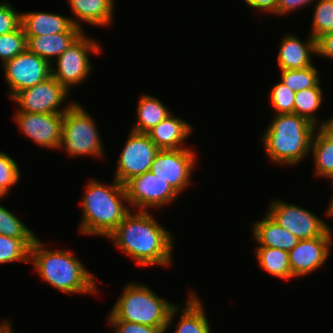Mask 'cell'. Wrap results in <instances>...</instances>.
Returning a JSON list of instances; mask_svg holds the SVG:
<instances>
[{
	"label": "cell",
	"mask_w": 333,
	"mask_h": 333,
	"mask_svg": "<svg viewBox=\"0 0 333 333\" xmlns=\"http://www.w3.org/2000/svg\"><path fill=\"white\" fill-rule=\"evenodd\" d=\"M112 181L109 185L95 178L87 182L86 192L81 199L80 233L107 238L131 211L127 207L124 185L115 179Z\"/></svg>",
	"instance_id": "3"
},
{
	"label": "cell",
	"mask_w": 333,
	"mask_h": 333,
	"mask_svg": "<svg viewBox=\"0 0 333 333\" xmlns=\"http://www.w3.org/2000/svg\"><path fill=\"white\" fill-rule=\"evenodd\" d=\"M331 200H329V203H328V207L327 209L325 210L326 212V216H329L330 218H333V195L331 196L330 198Z\"/></svg>",
	"instance_id": "41"
},
{
	"label": "cell",
	"mask_w": 333,
	"mask_h": 333,
	"mask_svg": "<svg viewBox=\"0 0 333 333\" xmlns=\"http://www.w3.org/2000/svg\"><path fill=\"white\" fill-rule=\"evenodd\" d=\"M93 117L80 103H74L63 114L62 139L58 150H64L72 158L104 156V146Z\"/></svg>",
	"instance_id": "6"
},
{
	"label": "cell",
	"mask_w": 333,
	"mask_h": 333,
	"mask_svg": "<svg viewBox=\"0 0 333 333\" xmlns=\"http://www.w3.org/2000/svg\"><path fill=\"white\" fill-rule=\"evenodd\" d=\"M185 305H180L181 316L174 333H211L205 307L195 292L188 293Z\"/></svg>",
	"instance_id": "22"
},
{
	"label": "cell",
	"mask_w": 333,
	"mask_h": 333,
	"mask_svg": "<svg viewBox=\"0 0 333 333\" xmlns=\"http://www.w3.org/2000/svg\"><path fill=\"white\" fill-rule=\"evenodd\" d=\"M316 56H322L333 60V33L321 35L316 39Z\"/></svg>",
	"instance_id": "37"
},
{
	"label": "cell",
	"mask_w": 333,
	"mask_h": 333,
	"mask_svg": "<svg viewBox=\"0 0 333 333\" xmlns=\"http://www.w3.org/2000/svg\"><path fill=\"white\" fill-rule=\"evenodd\" d=\"M332 235L328 230L320 237L299 240L289 251V264L294 279L309 275L326 263L333 245Z\"/></svg>",
	"instance_id": "15"
},
{
	"label": "cell",
	"mask_w": 333,
	"mask_h": 333,
	"mask_svg": "<svg viewBox=\"0 0 333 333\" xmlns=\"http://www.w3.org/2000/svg\"><path fill=\"white\" fill-rule=\"evenodd\" d=\"M149 212L130 211L107 238L140 267H169L173 262V234Z\"/></svg>",
	"instance_id": "1"
},
{
	"label": "cell",
	"mask_w": 333,
	"mask_h": 333,
	"mask_svg": "<svg viewBox=\"0 0 333 333\" xmlns=\"http://www.w3.org/2000/svg\"><path fill=\"white\" fill-rule=\"evenodd\" d=\"M284 229L291 232L299 240L311 239L324 235L332 228L313 212L295 204L274 199L266 212Z\"/></svg>",
	"instance_id": "9"
},
{
	"label": "cell",
	"mask_w": 333,
	"mask_h": 333,
	"mask_svg": "<svg viewBox=\"0 0 333 333\" xmlns=\"http://www.w3.org/2000/svg\"><path fill=\"white\" fill-rule=\"evenodd\" d=\"M265 214L261 220L252 225L255 242L258 246L278 248L287 252L292 250L299 239L279 225L267 213Z\"/></svg>",
	"instance_id": "20"
},
{
	"label": "cell",
	"mask_w": 333,
	"mask_h": 333,
	"mask_svg": "<svg viewBox=\"0 0 333 333\" xmlns=\"http://www.w3.org/2000/svg\"><path fill=\"white\" fill-rule=\"evenodd\" d=\"M317 130L330 142L333 144V117L321 121L317 126Z\"/></svg>",
	"instance_id": "39"
},
{
	"label": "cell",
	"mask_w": 333,
	"mask_h": 333,
	"mask_svg": "<svg viewBox=\"0 0 333 333\" xmlns=\"http://www.w3.org/2000/svg\"><path fill=\"white\" fill-rule=\"evenodd\" d=\"M310 154L313 155L314 176L333 182V144L317 129L312 138Z\"/></svg>",
	"instance_id": "25"
},
{
	"label": "cell",
	"mask_w": 333,
	"mask_h": 333,
	"mask_svg": "<svg viewBox=\"0 0 333 333\" xmlns=\"http://www.w3.org/2000/svg\"><path fill=\"white\" fill-rule=\"evenodd\" d=\"M295 91L288 88L283 82L276 83L270 91V105L276 114L294 113Z\"/></svg>",
	"instance_id": "32"
},
{
	"label": "cell",
	"mask_w": 333,
	"mask_h": 333,
	"mask_svg": "<svg viewBox=\"0 0 333 333\" xmlns=\"http://www.w3.org/2000/svg\"><path fill=\"white\" fill-rule=\"evenodd\" d=\"M83 32L66 31L41 36H26L27 49L52 64Z\"/></svg>",
	"instance_id": "21"
},
{
	"label": "cell",
	"mask_w": 333,
	"mask_h": 333,
	"mask_svg": "<svg viewBox=\"0 0 333 333\" xmlns=\"http://www.w3.org/2000/svg\"><path fill=\"white\" fill-rule=\"evenodd\" d=\"M314 3L310 34L316 40L321 35L333 33V0H316Z\"/></svg>",
	"instance_id": "29"
},
{
	"label": "cell",
	"mask_w": 333,
	"mask_h": 333,
	"mask_svg": "<svg viewBox=\"0 0 333 333\" xmlns=\"http://www.w3.org/2000/svg\"><path fill=\"white\" fill-rule=\"evenodd\" d=\"M282 38L277 56L280 70L303 69L314 64L311 55L317 54L316 40L311 35L305 42L293 33Z\"/></svg>",
	"instance_id": "16"
},
{
	"label": "cell",
	"mask_w": 333,
	"mask_h": 333,
	"mask_svg": "<svg viewBox=\"0 0 333 333\" xmlns=\"http://www.w3.org/2000/svg\"><path fill=\"white\" fill-rule=\"evenodd\" d=\"M36 239H16L0 234V264L30 263V250Z\"/></svg>",
	"instance_id": "27"
},
{
	"label": "cell",
	"mask_w": 333,
	"mask_h": 333,
	"mask_svg": "<svg viewBox=\"0 0 333 333\" xmlns=\"http://www.w3.org/2000/svg\"><path fill=\"white\" fill-rule=\"evenodd\" d=\"M30 262L37 275L57 291L86 295L99 291L93 273L70 250H49L37 238L30 250Z\"/></svg>",
	"instance_id": "2"
},
{
	"label": "cell",
	"mask_w": 333,
	"mask_h": 333,
	"mask_svg": "<svg viewBox=\"0 0 333 333\" xmlns=\"http://www.w3.org/2000/svg\"><path fill=\"white\" fill-rule=\"evenodd\" d=\"M281 82L292 91L314 87L321 81L317 68L314 65L303 69L281 70Z\"/></svg>",
	"instance_id": "28"
},
{
	"label": "cell",
	"mask_w": 333,
	"mask_h": 333,
	"mask_svg": "<svg viewBox=\"0 0 333 333\" xmlns=\"http://www.w3.org/2000/svg\"><path fill=\"white\" fill-rule=\"evenodd\" d=\"M270 124V125H269ZM262 136L266 156L274 164L298 165L309 157L317 127L297 114H275Z\"/></svg>",
	"instance_id": "4"
},
{
	"label": "cell",
	"mask_w": 333,
	"mask_h": 333,
	"mask_svg": "<svg viewBox=\"0 0 333 333\" xmlns=\"http://www.w3.org/2000/svg\"><path fill=\"white\" fill-rule=\"evenodd\" d=\"M139 99L136 108L137 121L131 129L133 132L147 133L172 113L157 97L143 94Z\"/></svg>",
	"instance_id": "23"
},
{
	"label": "cell",
	"mask_w": 333,
	"mask_h": 333,
	"mask_svg": "<svg viewBox=\"0 0 333 333\" xmlns=\"http://www.w3.org/2000/svg\"><path fill=\"white\" fill-rule=\"evenodd\" d=\"M129 208L134 211H148L153 208H161L176 201L178 193L167 181L147 171L128 180L124 184Z\"/></svg>",
	"instance_id": "10"
},
{
	"label": "cell",
	"mask_w": 333,
	"mask_h": 333,
	"mask_svg": "<svg viewBox=\"0 0 333 333\" xmlns=\"http://www.w3.org/2000/svg\"><path fill=\"white\" fill-rule=\"evenodd\" d=\"M88 38L85 31L51 64V75L69 92L85 82L93 68L89 55L102 53L101 44ZM55 67H54V65Z\"/></svg>",
	"instance_id": "7"
},
{
	"label": "cell",
	"mask_w": 333,
	"mask_h": 333,
	"mask_svg": "<svg viewBox=\"0 0 333 333\" xmlns=\"http://www.w3.org/2000/svg\"><path fill=\"white\" fill-rule=\"evenodd\" d=\"M247 6L265 13L276 15L277 0H244Z\"/></svg>",
	"instance_id": "38"
},
{
	"label": "cell",
	"mask_w": 333,
	"mask_h": 333,
	"mask_svg": "<svg viewBox=\"0 0 333 333\" xmlns=\"http://www.w3.org/2000/svg\"><path fill=\"white\" fill-rule=\"evenodd\" d=\"M109 326L114 328L113 333H166L167 327L146 326L124 320H107Z\"/></svg>",
	"instance_id": "35"
},
{
	"label": "cell",
	"mask_w": 333,
	"mask_h": 333,
	"mask_svg": "<svg viewBox=\"0 0 333 333\" xmlns=\"http://www.w3.org/2000/svg\"><path fill=\"white\" fill-rule=\"evenodd\" d=\"M115 2L114 0H68L73 14L71 20L81 29L83 26L80 22L83 21L98 27L110 26L114 22Z\"/></svg>",
	"instance_id": "19"
},
{
	"label": "cell",
	"mask_w": 333,
	"mask_h": 333,
	"mask_svg": "<svg viewBox=\"0 0 333 333\" xmlns=\"http://www.w3.org/2000/svg\"><path fill=\"white\" fill-rule=\"evenodd\" d=\"M120 297L113 304L107 320H124L153 327H167L173 324L180 306L159 297L144 283L128 282Z\"/></svg>",
	"instance_id": "5"
},
{
	"label": "cell",
	"mask_w": 333,
	"mask_h": 333,
	"mask_svg": "<svg viewBox=\"0 0 333 333\" xmlns=\"http://www.w3.org/2000/svg\"><path fill=\"white\" fill-rule=\"evenodd\" d=\"M0 333H16L10 320L4 319L0 323Z\"/></svg>",
	"instance_id": "40"
},
{
	"label": "cell",
	"mask_w": 333,
	"mask_h": 333,
	"mask_svg": "<svg viewBox=\"0 0 333 333\" xmlns=\"http://www.w3.org/2000/svg\"><path fill=\"white\" fill-rule=\"evenodd\" d=\"M2 68L10 99L51 76V64L28 49L6 61Z\"/></svg>",
	"instance_id": "13"
},
{
	"label": "cell",
	"mask_w": 333,
	"mask_h": 333,
	"mask_svg": "<svg viewBox=\"0 0 333 333\" xmlns=\"http://www.w3.org/2000/svg\"><path fill=\"white\" fill-rule=\"evenodd\" d=\"M316 0H277L276 14L284 16L294 10L301 9L303 6L313 4Z\"/></svg>",
	"instance_id": "36"
},
{
	"label": "cell",
	"mask_w": 333,
	"mask_h": 333,
	"mask_svg": "<svg viewBox=\"0 0 333 333\" xmlns=\"http://www.w3.org/2000/svg\"><path fill=\"white\" fill-rule=\"evenodd\" d=\"M255 256L259 267L274 277L293 279L289 264V252L278 248L258 246Z\"/></svg>",
	"instance_id": "24"
},
{
	"label": "cell",
	"mask_w": 333,
	"mask_h": 333,
	"mask_svg": "<svg viewBox=\"0 0 333 333\" xmlns=\"http://www.w3.org/2000/svg\"><path fill=\"white\" fill-rule=\"evenodd\" d=\"M171 113L146 134L160 150L187 148L184 143L192 133V125Z\"/></svg>",
	"instance_id": "17"
},
{
	"label": "cell",
	"mask_w": 333,
	"mask_h": 333,
	"mask_svg": "<svg viewBox=\"0 0 333 333\" xmlns=\"http://www.w3.org/2000/svg\"><path fill=\"white\" fill-rule=\"evenodd\" d=\"M21 25L26 36H41L47 34L63 33L66 31H85L75 26L69 16L49 12H23Z\"/></svg>",
	"instance_id": "18"
},
{
	"label": "cell",
	"mask_w": 333,
	"mask_h": 333,
	"mask_svg": "<svg viewBox=\"0 0 333 333\" xmlns=\"http://www.w3.org/2000/svg\"><path fill=\"white\" fill-rule=\"evenodd\" d=\"M64 113L14 112L20 132L39 147L58 150L62 139Z\"/></svg>",
	"instance_id": "14"
},
{
	"label": "cell",
	"mask_w": 333,
	"mask_h": 333,
	"mask_svg": "<svg viewBox=\"0 0 333 333\" xmlns=\"http://www.w3.org/2000/svg\"><path fill=\"white\" fill-rule=\"evenodd\" d=\"M27 49V37L22 25L15 31L0 35L2 65Z\"/></svg>",
	"instance_id": "31"
},
{
	"label": "cell",
	"mask_w": 333,
	"mask_h": 333,
	"mask_svg": "<svg viewBox=\"0 0 333 333\" xmlns=\"http://www.w3.org/2000/svg\"><path fill=\"white\" fill-rule=\"evenodd\" d=\"M126 143L120 152L114 179L124 185L135 176L151 170L153 160L160 149L146 133L130 130Z\"/></svg>",
	"instance_id": "11"
},
{
	"label": "cell",
	"mask_w": 333,
	"mask_h": 333,
	"mask_svg": "<svg viewBox=\"0 0 333 333\" xmlns=\"http://www.w3.org/2000/svg\"><path fill=\"white\" fill-rule=\"evenodd\" d=\"M6 195L8 194L0 187V200L1 198L3 199L4 197H6Z\"/></svg>",
	"instance_id": "42"
},
{
	"label": "cell",
	"mask_w": 333,
	"mask_h": 333,
	"mask_svg": "<svg viewBox=\"0 0 333 333\" xmlns=\"http://www.w3.org/2000/svg\"><path fill=\"white\" fill-rule=\"evenodd\" d=\"M192 148L160 150L155 156L151 172L168 184L180 195L190 187L197 156Z\"/></svg>",
	"instance_id": "12"
},
{
	"label": "cell",
	"mask_w": 333,
	"mask_h": 333,
	"mask_svg": "<svg viewBox=\"0 0 333 333\" xmlns=\"http://www.w3.org/2000/svg\"><path fill=\"white\" fill-rule=\"evenodd\" d=\"M20 167L17 162L5 152H0V187L9 195L12 186L20 180Z\"/></svg>",
	"instance_id": "33"
},
{
	"label": "cell",
	"mask_w": 333,
	"mask_h": 333,
	"mask_svg": "<svg viewBox=\"0 0 333 333\" xmlns=\"http://www.w3.org/2000/svg\"><path fill=\"white\" fill-rule=\"evenodd\" d=\"M21 26V13L7 2L0 3V35L11 33Z\"/></svg>",
	"instance_id": "34"
},
{
	"label": "cell",
	"mask_w": 333,
	"mask_h": 333,
	"mask_svg": "<svg viewBox=\"0 0 333 333\" xmlns=\"http://www.w3.org/2000/svg\"><path fill=\"white\" fill-rule=\"evenodd\" d=\"M320 81L311 88H306L295 93L294 114L306 118L316 127L321 123L316 112L321 108L323 102V90Z\"/></svg>",
	"instance_id": "26"
},
{
	"label": "cell",
	"mask_w": 333,
	"mask_h": 333,
	"mask_svg": "<svg viewBox=\"0 0 333 333\" xmlns=\"http://www.w3.org/2000/svg\"><path fill=\"white\" fill-rule=\"evenodd\" d=\"M0 234L16 239L38 238L17 215L2 205H0Z\"/></svg>",
	"instance_id": "30"
},
{
	"label": "cell",
	"mask_w": 333,
	"mask_h": 333,
	"mask_svg": "<svg viewBox=\"0 0 333 333\" xmlns=\"http://www.w3.org/2000/svg\"><path fill=\"white\" fill-rule=\"evenodd\" d=\"M69 93L51 75L35 86L19 91L11 100L18 105L15 112L64 113L77 102L70 101L67 106L62 105L68 99Z\"/></svg>",
	"instance_id": "8"
}]
</instances>
